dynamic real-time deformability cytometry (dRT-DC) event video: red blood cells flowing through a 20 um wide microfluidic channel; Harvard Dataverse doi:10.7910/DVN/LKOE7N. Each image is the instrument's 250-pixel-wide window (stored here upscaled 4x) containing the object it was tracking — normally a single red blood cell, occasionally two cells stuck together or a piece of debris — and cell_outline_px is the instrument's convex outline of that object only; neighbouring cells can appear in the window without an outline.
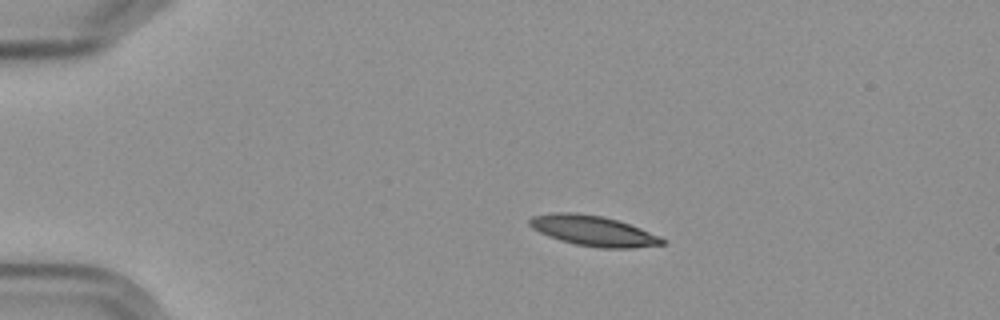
{"species": "Egyptian fruit bat (a non-hibernating species)", "species_latin": "Rousettus aegyptiacus", "temperature_condition": "cold", "stored_images_in_passage": 5, "camera_frame_rate_fps": 3000, "um_per_image_px": 0.085, "frame": {"image": 1, "passage_image": 3, "time_ms": 2.333, "image_size_px": [1000, 320], "cell_outline_px": [[664, 244], [632, 248], [600, 248], [576, 244], [560, 240], [548, 236], [532, 228], [528, 224], [528, 220], [532, 216], [552, 212], [576, 212], [604, 216], [640, 228], [660, 236], [664, 240]], "centroid_in_image_um": [50.39, 19.61], "position_along_channel_um": 34.6, "area_um2": 23.41}}
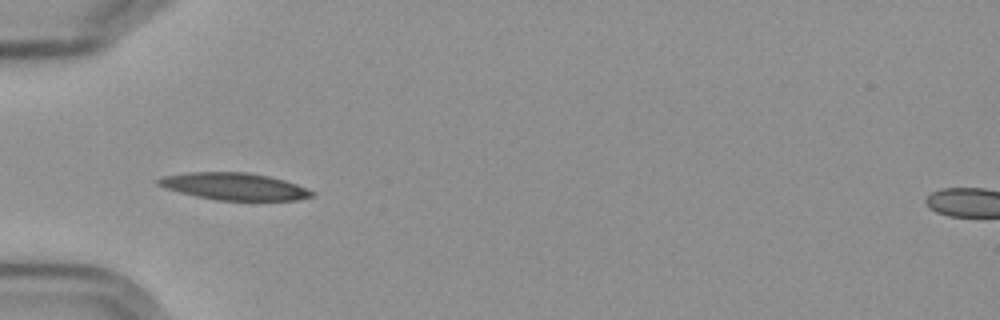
{"frame": {"image": 2, "passage_image": 5, "time_ms": 4.667, "image_size_px": [1000, 320], "cell_outline_px": [[316, 192], [312, 196], [296, 200], [216, 200], [196, 196], [180, 192], [156, 184], [156, 180], [164, 176], [188, 172], [248, 172], [268, 176], [284, 180], [296, 184]], "centroid_in_image_um": [19.92, 15.84], "position_along_channel_um": 65.1, "area_um2": 24.04}}